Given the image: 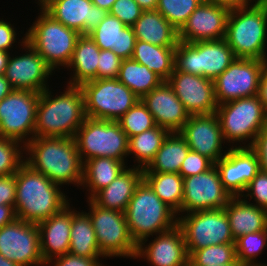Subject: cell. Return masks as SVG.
Listing matches in <instances>:
<instances>
[{
  "label": "cell",
  "mask_w": 267,
  "mask_h": 266,
  "mask_svg": "<svg viewBox=\"0 0 267 266\" xmlns=\"http://www.w3.org/2000/svg\"><path fill=\"white\" fill-rule=\"evenodd\" d=\"M24 162L55 184L81 187L83 162L74 138L34 137L25 145Z\"/></svg>",
  "instance_id": "cell-1"
},
{
  "label": "cell",
  "mask_w": 267,
  "mask_h": 266,
  "mask_svg": "<svg viewBox=\"0 0 267 266\" xmlns=\"http://www.w3.org/2000/svg\"><path fill=\"white\" fill-rule=\"evenodd\" d=\"M15 178L14 210L17 219L38 225L72 203V198L62 191V186L33 170L25 162L15 173Z\"/></svg>",
  "instance_id": "cell-2"
},
{
  "label": "cell",
  "mask_w": 267,
  "mask_h": 266,
  "mask_svg": "<svg viewBox=\"0 0 267 266\" xmlns=\"http://www.w3.org/2000/svg\"><path fill=\"white\" fill-rule=\"evenodd\" d=\"M47 88L39 95L35 137L74 138L86 119L84 95L80 86L66 85L60 95Z\"/></svg>",
  "instance_id": "cell-3"
},
{
  "label": "cell",
  "mask_w": 267,
  "mask_h": 266,
  "mask_svg": "<svg viewBox=\"0 0 267 266\" xmlns=\"http://www.w3.org/2000/svg\"><path fill=\"white\" fill-rule=\"evenodd\" d=\"M224 39L236 58L267 60V0L230 10Z\"/></svg>",
  "instance_id": "cell-4"
},
{
  "label": "cell",
  "mask_w": 267,
  "mask_h": 266,
  "mask_svg": "<svg viewBox=\"0 0 267 266\" xmlns=\"http://www.w3.org/2000/svg\"><path fill=\"white\" fill-rule=\"evenodd\" d=\"M125 218L132 239L142 240L167 232L177 226V213L165 204L142 179L125 210Z\"/></svg>",
  "instance_id": "cell-5"
},
{
  "label": "cell",
  "mask_w": 267,
  "mask_h": 266,
  "mask_svg": "<svg viewBox=\"0 0 267 266\" xmlns=\"http://www.w3.org/2000/svg\"><path fill=\"white\" fill-rule=\"evenodd\" d=\"M38 10L40 13L36 20L26 28V41L44 58L54 73L66 69L81 34L55 20L44 9Z\"/></svg>",
  "instance_id": "cell-6"
},
{
  "label": "cell",
  "mask_w": 267,
  "mask_h": 266,
  "mask_svg": "<svg viewBox=\"0 0 267 266\" xmlns=\"http://www.w3.org/2000/svg\"><path fill=\"white\" fill-rule=\"evenodd\" d=\"M216 114L229 147H251L267 125V111L257 95L220 104Z\"/></svg>",
  "instance_id": "cell-7"
},
{
  "label": "cell",
  "mask_w": 267,
  "mask_h": 266,
  "mask_svg": "<svg viewBox=\"0 0 267 266\" xmlns=\"http://www.w3.org/2000/svg\"><path fill=\"white\" fill-rule=\"evenodd\" d=\"M236 59L225 39L197 42L178 41L174 68L177 71L216 79Z\"/></svg>",
  "instance_id": "cell-8"
},
{
  "label": "cell",
  "mask_w": 267,
  "mask_h": 266,
  "mask_svg": "<svg viewBox=\"0 0 267 266\" xmlns=\"http://www.w3.org/2000/svg\"><path fill=\"white\" fill-rule=\"evenodd\" d=\"M74 140L82 162L98 157L127 161L129 138L117 121L86 117Z\"/></svg>",
  "instance_id": "cell-9"
},
{
  "label": "cell",
  "mask_w": 267,
  "mask_h": 266,
  "mask_svg": "<svg viewBox=\"0 0 267 266\" xmlns=\"http://www.w3.org/2000/svg\"><path fill=\"white\" fill-rule=\"evenodd\" d=\"M88 215L95 230L100 253L107 258L120 257L135 259L137 244L132 239L126 222L125 213L105 209L86 199Z\"/></svg>",
  "instance_id": "cell-10"
},
{
  "label": "cell",
  "mask_w": 267,
  "mask_h": 266,
  "mask_svg": "<svg viewBox=\"0 0 267 266\" xmlns=\"http://www.w3.org/2000/svg\"><path fill=\"white\" fill-rule=\"evenodd\" d=\"M86 117L117 121L139 98L117 78L93 79L80 85Z\"/></svg>",
  "instance_id": "cell-11"
},
{
  "label": "cell",
  "mask_w": 267,
  "mask_h": 266,
  "mask_svg": "<svg viewBox=\"0 0 267 266\" xmlns=\"http://www.w3.org/2000/svg\"><path fill=\"white\" fill-rule=\"evenodd\" d=\"M177 226L183 233L189 256L210 245L235 243L224 208L180 215Z\"/></svg>",
  "instance_id": "cell-12"
},
{
  "label": "cell",
  "mask_w": 267,
  "mask_h": 266,
  "mask_svg": "<svg viewBox=\"0 0 267 266\" xmlns=\"http://www.w3.org/2000/svg\"><path fill=\"white\" fill-rule=\"evenodd\" d=\"M40 93L13 89L0 101V136L24 146L35 137Z\"/></svg>",
  "instance_id": "cell-13"
},
{
  "label": "cell",
  "mask_w": 267,
  "mask_h": 266,
  "mask_svg": "<svg viewBox=\"0 0 267 266\" xmlns=\"http://www.w3.org/2000/svg\"><path fill=\"white\" fill-rule=\"evenodd\" d=\"M265 61L236 58L222 74L214 79L217 105L256 96Z\"/></svg>",
  "instance_id": "cell-14"
},
{
  "label": "cell",
  "mask_w": 267,
  "mask_h": 266,
  "mask_svg": "<svg viewBox=\"0 0 267 266\" xmlns=\"http://www.w3.org/2000/svg\"><path fill=\"white\" fill-rule=\"evenodd\" d=\"M0 254L19 266H46L40 252L38 225L16 218L1 227Z\"/></svg>",
  "instance_id": "cell-15"
},
{
  "label": "cell",
  "mask_w": 267,
  "mask_h": 266,
  "mask_svg": "<svg viewBox=\"0 0 267 266\" xmlns=\"http://www.w3.org/2000/svg\"><path fill=\"white\" fill-rule=\"evenodd\" d=\"M20 50V55L17 51L16 55L10 54L3 75L13 89L43 92L49 88L48 80L55 74L54 71L27 41L21 45Z\"/></svg>",
  "instance_id": "cell-16"
},
{
  "label": "cell",
  "mask_w": 267,
  "mask_h": 266,
  "mask_svg": "<svg viewBox=\"0 0 267 266\" xmlns=\"http://www.w3.org/2000/svg\"><path fill=\"white\" fill-rule=\"evenodd\" d=\"M231 195L224 189L213 165L206 172L183 178V201L177 216L199 210L224 208Z\"/></svg>",
  "instance_id": "cell-17"
},
{
  "label": "cell",
  "mask_w": 267,
  "mask_h": 266,
  "mask_svg": "<svg viewBox=\"0 0 267 266\" xmlns=\"http://www.w3.org/2000/svg\"><path fill=\"white\" fill-rule=\"evenodd\" d=\"M179 133L191 151L207 157L214 164L225 156L230 148L226 147L227 143L224 141L216 113L190 115Z\"/></svg>",
  "instance_id": "cell-18"
},
{
  "label": "cell",
  "mask_w": 267,
  "mask_h": 266,
  "mask_svg": "<svg viewBox=\"0 0 267 266\" xmlns=\"http://www.w3.org/2000/svg\"><path fill=\"white\" fill-rule=\"evenodd\" d=\"M167 82L189 115L216 113L214 80L174 68Z\"/></svg>",
  "instance_id": "cell-19"
},
{
  "label": "cell",
  "mask_w": 267,
  "mask_h": 266,
  "mask_svg": "<svg viewBox=\"0 0 267 266\" xmlns=\"http://www.w3.org/2000/svg\"><path fill=\"white\" fill-rule=\"evenodd\" d=\"M214 165L224 189L231 197L241 196L260 171L257 154L251 147H230Z\"/></svg>",
  "instance_id": "cell-20"
},
{
  "label": "cell",
  "mask_w": 267,
  "mask_h": 266,
  "mask_svg": "<svg viewBox=\"0 0 267 266\" xmlns=\"http://www.w3.org/2000/svg\"><path fill=\"white\" fill-rule=\"evenodd\" d=\"M155 236L151 241L148 237L137 245V261L142 258L150 266H189L186 243L178 226Z\"/></svg>",
  "instance_id": "cell-21"
},
{
  "label": "cell",
  "mask_w": 267,
  "mask_h": 266,
  "mask_svg": "<svg viewBox=\"0 0 267 266\" xmlns=\"http://www.w3.org/2000/svg\"><path fill=\"white\" fill-rule=\"evenodd\" d=\"M229 13L227 7L203 0L178 32L179 41L192 43L224 39Z\"/></svg>",
  "instance_id": "cell-22"
},
{
  "label": "cell",
  "mask_w": 267,
  "mask_h": 266,
  "mask_svg": "<svg viewBox=\"0 0 267 266\" xmlns=\"http://www.w3.org/2000/svg\"><path fill=\"white\" fill-rule=\"evenodd\" d=\"M141 100L152 114L155 124L170 133L179 132L190 116L167 81H163Z\"/></svg>",
  "instance_id": "cell-23"
},
{
  "label": "cell",
  "mask_w": 267,
  "mask_h": 266,
  "mask_svg": "<svg viewBox=\"0 0 267 266\" xmlns=\"http://www.w3.org/2000/svg\"><path fill=\"white\" fill-rule=\"evenodd\" d=\"M44 10L55 20L81 35H88L108 14L95 6L91 0H55Z\"/></svg>",
  "instance_id": "cell-24"
},
{
  "label": "cell",
  "mask_w": 267,
  "mask_h": 266,
  "mask_svg": "<svg viewBox=\"0 0 267 266\" xmlns=\"http://www.w3.org/2000/svg\"><path fill=\"white\" fill-rule=\"evenodd\" d=\"M71 205V206H70ZM72 204L38 224L40 252L45 263L69 253Z\"/></svg>",
  "instance_id": "cell-25"
},
{
  "label": "cell",
  "mask_w": 267,
  "mask_h": 266,
  "mask_svg": "<svg viewBox=\"0 0 267 266\" xmlns=\"http://www.w3.org/2000/svg\"><path fill=\"white\" fill-rule=\"evenodd\" d=\"M88 35L100 49L112 50L122 60L133 55L136 43L133 28L109 13Z\"/></svg>",
  "instance_id": "cell-26"
},
{
  "label": "cell",
  "mask_w": 267,
  "mask_h": 266,
  "mask_svg": "<svg viewBox=\"0 0 267 266\" xmlns=\"http://www.w3.org/2000/svg\"><path fill=\"white\" fill-rule=\"evenodd\" d=\"M142 179L143 169L130 165L91 200L102 208L125 212L136 186Z\"/></svg>",
  "instance_id": "cell-27"
},
{
  "label": "cell",
  "mask_w": 267,
  "mask_h": 266,
  "mask_svg": "<svg viewBox=\"0 0 267 266\" xmlns=\"http://www.w3.org/2000/svg\"><path fill=\"white\" fill-rule=\"evenodd\" d=\"M224 210L234 239L267 230V210L245 201L241 196L231 197Z\"/></svg>",
  "instance_id": "cell-28"
},
{
  "label": "cell",
  "mask_w": 267,
  "mask_h": 266,
  "mask_svg": "<svg viewBox=\"0 0 267 266\" xmlns=\"http://www.w3.org/2000/svg\"><path fill=\"white\" fill-rule=\"evenodd\" d=\"M136 40L161 47H176L178 31L157 11H143L132 26Z\"/></svg>",
  "instance_id": "cell-29"
},
{
  "label": "cell",
  "mask_w": 267,
  "mask_h": 266,
  "mask_svg": "<svg viewBox=\"0 0 267 266\" xmlns=\"http://www.w3.org/2000/svg\"><path fill=\"white\" fill-rule=\"evenodd\" d=\"M127 165V162L110 157H98L84 161L80 189L86 190L87 199H91L98 191L115 180L128 167Z\"/></svg>",
  "instance_id": "cell-30"
},
{
  "label": "cell",
  "mask_w": 267,
  "mask_h": 266,
  "mask_svg": "<svg viewBox=\"0 0 267 266\" xmlns=\"http://www.w3.org/2000/svg\"><path fill=\"white\" fill-rule=\"evenodd\" d=\"M100 48L89 35H81L76 43L72 59L66 67L70 72L68 85L80 86L82 83L97 79V65Z\"/></svg>",
  "instance_id": "cell-31"
},
{
  "label": "cell",
  "mask_w": 267,
  "mask_h": 266,
  "mask_svg": "<svg viewBox=\"0 0 267 266\" xmlns=\"http://www.w3.org/2000/svg\"><path fill=\"white\" fill-rule=\"evenodd\" d=\"M190 151L179 132L169 133L154 159L143 169V173H178Z\"/></svg>",
  "instance_id": "cell-32"
},
{
  "label": "cell",
  "mask_w": 267,
  "mask_h": 266,
  "mask_svg": "<svg viewBox=\"0 0 267 266\" xmlns=\"http://www.w3.org/2000/svg\"><path fill=\"white\" fill-rule=\"evenodd\" d=\"M73 207L69 253L82 257H104L99 250L95 230L86 211Z\"/></svg>",
  "instance_id": "cell-33"
},
{
  "label": "cell",
  "mask_w": 267,
  "mask_h": 266,
  "mask_svg": "<svg viewBox=\"0 0 267 266\" xmlns=\"http://www.w3.org/2000/svg\"><path fill=\"white\" fill-rule=\"evenodd\" d=\"M176 47H161L136 40L132 59L167 81L174 70Z\"/></svg>",
  "instance_id": "cell-34"
},
{
  "label": "cell",
  "mask_w": 267,
  "mask_h": 266,
  "mask_svg": "<svg viewBox=\"0 0 267 266\" xmlns=\"http://www.w3.org/2000/svg\"><path fill=\"white\" fill-rule=\"evenodd\" d=\"M169 133L167 129L156 125L150 130L129 137L128 158L133 155L130 157L135 162L133 167L145 169L154 159Z\"/></svg>",
  "instance_id": "cell-35"
},
{
  "label": "cell",
  "mask_w": 267,
  "mask_h": 266,
  "mask_svg": "<svg viewBox=\"0 0 267 266\" xmlns=\"http://www.w3.org/2000/svg\"><path fill=\"white\" fill-rule=\"evenodd\" d=\"M117 79L134 92L139 99L163 82L157 74L132 58L122 60Z\"/></svg>",
  "instance_id": "cell-36"
},
{
  "label": "cell",
  "mask_w": 267,
  "mask_h": 266,
  "mask_svg": "<svg viewBox=\"0 0 267 266\" xmlns=\"http://www.w3.org/2000/svg\"><path fill=\"white\" fill-rule=\"evenodd\" d=\"M154 193L176 213L183 201V177L178 173H143Z\"/></svg>",
  "instance_id": "cell-37"
},
{
  "label": "cell",
  "mask_w": 267,
  "mask_h": 266,
  "mask_svg": "<svg viewBox=\"0 0 267 266\" xmlns=\"http://www.w3.org/2000/svg\"><path fill=\"white\" fill-rule=\"evenodd\" d=\"M266 247L267 230L244 234L235 239L236 257L244 266L267 264L257 260Z\"/></svg>",
  "instance_id": "cell-38"
},
{
  "label": "cell",
  "mask_w": 267,
  "mask_h": 266,
  "mask_svg": "<svg viewBox=\"0 0 267 266\" xmlns=\"http://www.w3.org/2000/svg\"><path fill=\"white\" fill-rule=\"evenodd\" d=\"M237 261L235 243L210 245L189 256V266L229 265Z\"/></svg>",
  "instance_id": "cell-39"
},
{
  "label": "cell",
  "mask_w": 267,
  "mask_h": 266,
  "mask_svg": "<svg viewBox=\"0 0 267 266\" xmlns=\"http://www.w3.org/2000/svg\"><path fill=\"white\" fill-rule=\"evenodd\" d=\"M203 0H158L156 10L179 32Z\"/></svg>",
  "instance_id": "cell-40"
},
{
  "label": "cell",
  "mask_w": 267,
  "mask_h": 266,
  "mask_svg": "<svg viewBox=\"0 0 267 266\" xmlns=\"http://www.w3.org/2000/svg\"><path fill=\"white\" fill-rule=\"evenodd\" d=\"M117 122L129 137H133L156 126L152 114L139 99Z\"/></svg>",
  "instance_id": "cell-41"
},
{
  "label": "cell",
  "mask_w": 267,
  "mask_h": 266,
  "mask_svg": "<svg viewBox=\"0 0 267 266\" xmlns=\"http://www.w3.org/2000/svg\"><path fill=\"white\" fill-rule=\"evenodd\" d=\"M25 146L0 136V176L15 174L24 163Z\"/></svg>",
  "instance_id": "cell-42"
},
{
  "label": "cell",
  "mask_w": 267,
  "mask_h": 266,
  "mask_svg": "<svg viewBox=\"0 0 267 266\" xmlns=\"http://www.w3.org/2000/svg\"><path fill=\"white\" fill-rule=\"evenodd\" d=\"M241 197L245 201L267 210V172L260 170L247 185Z\"/></svg>",
  "instance_id": "cell-43"
},
{
  "label": "cell",
  "mask_w": 267,
  "mask_h": 266,
  "mask_svg": "<svg viewBox=\"0 0 267 266\" xmlns=\"http://www.w3.org/2000/svg\"><path fill=\"white\" fill-rule=\"evenodd\" d=\"M143 11L135 0H116L109 14L119 18L126 26L132 27Z\"/></svg>",
  "instance_id": "cell-44"
},
{
  "label": "cell",
  "mask_w": 267,
  "mask_h": 266,
  "mask_svg": "<svg viewBox=\"0 0 267 266\" xmlns=\"http://www.w3.org/2000/svg\"><path fill=\"white\" fill-rule=\"evenodd\" d=\"M97 65V79L117 78L122 59L112 50H100Z\"/></svg>",
  "instance_id": "cell-45"
},
{
  "label": "cell",
  "mask_w": 267,
  "mask_h": 266,
  "mask_svg": "<svg viewBox=\"0 0 267 266\" xmlns=\"http://www.w3.org/2000/svg\"><path fill=\"white\" fill-rule=\"evenodd\" d=\"M213 165L214 163L207 157L190 150L182 163L179 174L183 178L198 175L206 172Z\"/></svg>",
  "instance_id": "cell-46"
},
{
  "label": "cell",
  "mask_w": 267,
  "mask_h": 266,
  "mask_svg": "<svg viewBox=\"0 0 267 266\" xmlns=\"http://www.w3.org/2000/svg\"><path fill=\"white\" fill-rule=\"evenodd\" d=\"M11 21L3 20V18H0V50L10 52L11 54L13 52L12 48L16 45L15 43H18V48L21 47L23 43L26 41V34H24V30L19 31L20 34H22L24 37L21 36V39H19V33L17 31V28L14 27L13 24H11ZM18 42H17V41ZM20 41V42H19Z\"/></svg>",
  "instance_id": "cell-47"
},
{
  "label": "cell",
  "mask_w": 267,
  "mask_h": 266,
  "mask_svg": "<svg viewBox=\"0 0 267 266\" xmlns=\"http://www.w3.org/2000/svg\"><path fill=\"white\" fill-rule=\"evenodd\" d=\"M102 259L106 258L82 257L66 253L64 255L52 258L46 263V266H104V264L102 263Z\"/></svg>",
  "instance_id": "cell-48"
},
{
  "label": "cell",
  "mask_w": 267,
  "mask_h": 266,
  "mask_svg": "<svg viewBox=\"0 0 267 266\" xmlns=\"http://www.w3.org/2000/svg\"><path fill=\"white\" fill-rule=\"evenodd\" d=\"M16 199L15 174L0 176V205L12 206Z\"/></svg>",
  "instance_id": "cell-49"
},
{
  "label": "cell",
  "mask_w": 267,
  "mask_h": 266,
  "mask_svg": "<svg viewBox=\"0 0 267 266\" xmlns=\"http://www.w3.org/2000/svg\"><path fill=\"white\" fill-rule=\"evenodd\" d=\"M251 148L257 154L260 170L267 172V125L256 136Z\"/></svg>",
  "instance_id": "cell-50"
},
{
  "label": "cell",
  "mask_w": 267,
  "mask_h": 266,
  "mask_svg": "<svg viewBox=\"0 0 267 266\" xmlns=\"http://www.w3.org/2000/svg\"><path fill=\"white\" fill-rule=\"evenodd\" d=\"M257 96L261 101L264 109L267 111V60L264 62V67L260 75Z\"/></svg>",
  "instance_id": "cell-51"
},
{
  "label": "cell",
  "mask_w": 267,
  "mask_h": 266,
  "mask_svg": "<svg viewBox=\"0 0 267 266\" xmlns=\"http://www.w3.org/2000/svg\"><path fill=\"white\" fill-rule=\"evenodd\" d=\"M208 2H212L213 4H217L223 7H227L228 9H237L249 6L253 4L256 0H206Z\"/></svg>",
  "instance_id": "cell-52"
},
{
  "label": "cell",
  "mask_w": 267,
  "mask_h": 266,
  "mask_svg": "<svg viewBox=\"0 0 267 266\" xmlns=\"http://www.w3.org/2000/svg\"><path fill=\"white\" fill-rule=\"evenodd\" d=\"M15 210L12 206L0 205V228L16 219Z\"/></svg>",
  "instance_id": "cell-53"
},
{
  "label": "cell",
  "mask_w": 267,
  "mask_h": 266,
  "mask_svg": "<svg viewBox=\"0 0 267 266\" xmlns=\"http://www.w3.org/2000/svg\"><path fill=\"white\" fill-rule=\"evenodd\" d=\"M13 88L4 75H0V101L5 98Z\"/></svg>",
  "instance_id": "cell-54"
},
{
  "label": "cell",
  "mask_w": 267,
  "mask_h": 266,
  "mask_svg": "<svg viewBox=\"0 0 267 266\" xmlns=\"http://www.w3.org/2000/svg\"><path fill=\"white\" fill-rule=\"evenodd\" d=\"M138 5L144 10H156L158 5V0H135Z\"/></svg>",
  "instance_id": "cell-55"
},
{
  "label": "cell",
  "mask_w": 267,
  "mask_h": 266,
  "mask_svg": "<svg viewBox=\"0 0 267 266\" xmlns=\"http://www.w3.org/2000/svg\"><path fill=\"white\" fill-rule=\"evenodd\" d=\"M91 1L95 6L109 13L110 9L112 8V5L115 3L116 0H91Z\"/></svg>",
  "instance_id": "cell-56"
},
{
  "label": "cell",
  "mask_w": 267,
  "mask_h": 266,
  "mask_svg": "<svg viewBox=\"0 0 267 266\" xmlns=\"http://www.w3.org/2000/svg\"><path fill=\"white\" fill-rule=\"evenodd\" d=\"M11 52L0 50V75H3Z\"/></svg>",
  "instance_id": "cell-57"
},
{
  "label": "cell",
  "mask_w": 267,
  "mask_h": 266,
  "mask_svg": "<svg viewBox=\"0 0 267 266\" xmlns=\"http://www.w3.org/2000/svg\"><path fill=\"white\" fill-rule=\"evenodd\" d=\"M0 266H19L15 262L6 259L3 254H0Z\"/></svg>",
  "instance_id": "cell-58"
},
{
  "label": "cell",
  "mask_w": 267,
  "mask_h": 266,
  "mask_svg": "<svg viewBox=\"0 0 267 266\" xmlns=\"http://www.w3.org/2000/svg\"><path fill=\"white\" fill-rule=\"evenodd\" d=\"M52 1L55 0H37V2L34 3L38 4L37 6L40 7L39 9H45Z\"/></svg>",
  "instance_id": "cell-59"
},
{
  "label": "cell",
  "mask_w": 267,
  "mask_h": 266,
  "mask_svg": "<svg viewBox=\"0 0 267 266\" xmlns=\"http://www.w3.org/2000/svg\"><path fill=\"white\" fill-rule=\"evenodd\" d=\"M216 266H244L242 264L239 263V261L237 260L235 263L233 264H229V265H216Z\"/></svg>",
  "instance_id": "cell-60"
},
{
  "label": "cell",
  "mask_w": 267,
  "mask_h": 266,
  "mask_svg": "<svg viewBox=\"0 0 267 266\" xmlns=\"http://www.w3.org/2000/svg\"><path fill=\"white\" fill-rule=\"evenodd\" d=\"M248 266H267V264H257V265H248Z\"/></svg>",
  "instance_id": "cell-61"
}]
</instances>
